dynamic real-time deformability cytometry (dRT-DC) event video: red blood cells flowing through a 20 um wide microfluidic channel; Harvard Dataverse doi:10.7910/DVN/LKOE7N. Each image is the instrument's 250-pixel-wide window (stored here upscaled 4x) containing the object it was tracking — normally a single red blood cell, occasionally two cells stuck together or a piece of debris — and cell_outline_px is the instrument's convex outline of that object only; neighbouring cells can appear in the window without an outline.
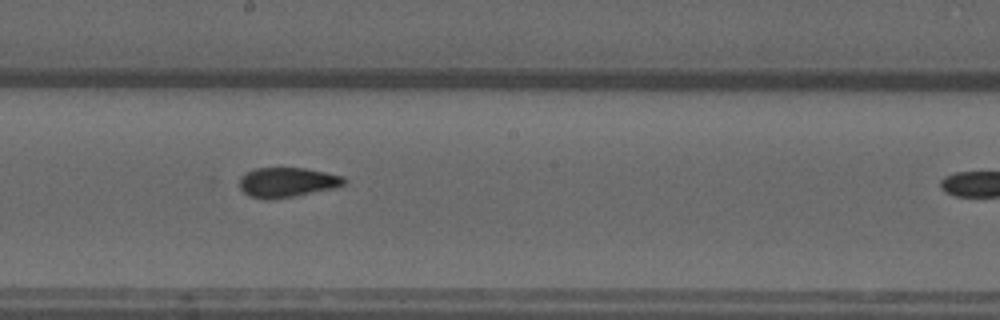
{"species": "common noctule bat (a hibernating species)", "species_latin": "Nyctalus noctula", "temperature_condition": "warm", "stored_images_in_passage": 17, "camera_frame_rate_fps": 3000, "um_per_image_px": 0.085, "animal": {"sex": "male", "forearm_length_mm": 52.5}, "frame": {"image": 1, "passage_image": 13, "time_ms": 4.0, "image_size_px": [1000, 320], "cell_outline_px": [[348, 180], [340, 188], [292, 196], [264, 200], [248, 196], [240, 188], [240, 176], [256, 168], [304, 168], [344, 176]], "centroid_in_image_um": [24.45, 15.5], "position_along_channel_um": 223.8, "area_um2": 18.26}}